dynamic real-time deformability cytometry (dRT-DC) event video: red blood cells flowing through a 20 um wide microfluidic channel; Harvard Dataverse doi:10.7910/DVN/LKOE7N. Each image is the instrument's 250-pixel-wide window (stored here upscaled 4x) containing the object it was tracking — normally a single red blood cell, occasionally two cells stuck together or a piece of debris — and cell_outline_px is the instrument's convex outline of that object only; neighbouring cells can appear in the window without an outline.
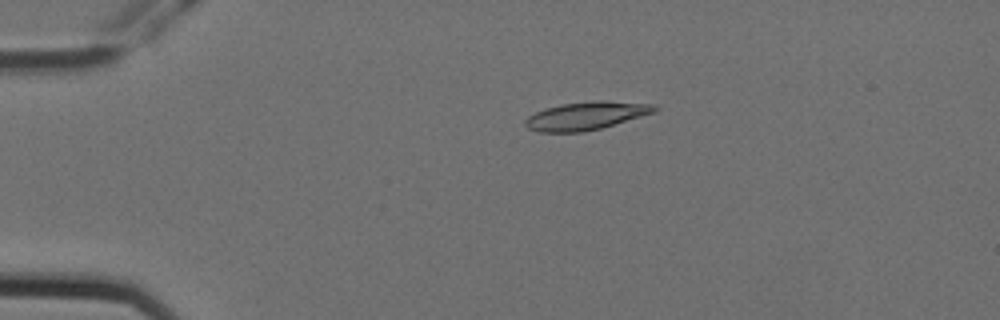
{"species": "Egyptian fruit bat (a non-hibernating species)", "species_latin": "Rousettus aegyptiacus", "temperature_condition": "cold", "stored_images_in_passage": 3, "camera_frame_rate_fps": 3000, "um_per_image_px": 0.085, "animal": {"sex": "female"}, "frame": {"image": 1, "passage_image": 1, "time_ms": 0.0, "image_size_px": [1000, 320], "cell_outline_px": [[660, 108], [656, 112], [600, 128], [584, 132], [540, 132], [528, 128], [524, 124], [524, 120], [528, 116], [544, 108], [564, 104], [592, 100], [600, 100], [656, 104]], "centroid_in_image_um": [49.84, 9.83], "position_along_channel_um": 35.2, "area_um2": 21.21}}
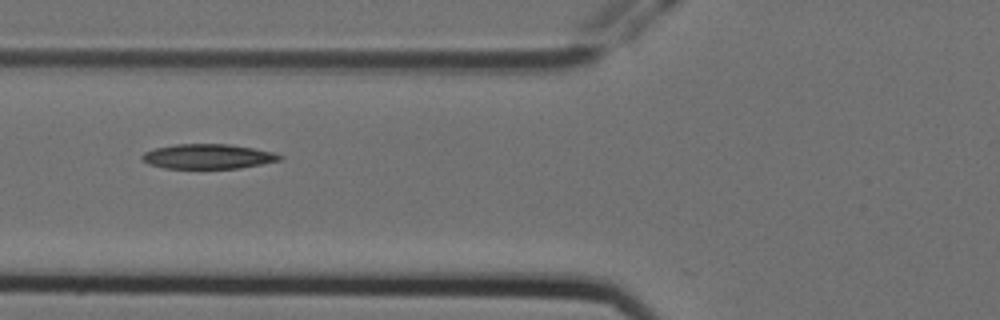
{"frame": {"image": 2, "passage_image": 3, "time_ms": 0.667, "image_size_px": [1000, 320], "cell_outline_px": [[284, 156], [280, 160], [240, 168], [164, 168], [148, 164], [140, 156], [144, 152], [156, 148], [176, 144], [228, 144], [252, 148], [272, 152]], "centroid_in_image_um": [17.66, 13.3], "position_along_channel_um": 108.1, "area_um2": 19.65}}